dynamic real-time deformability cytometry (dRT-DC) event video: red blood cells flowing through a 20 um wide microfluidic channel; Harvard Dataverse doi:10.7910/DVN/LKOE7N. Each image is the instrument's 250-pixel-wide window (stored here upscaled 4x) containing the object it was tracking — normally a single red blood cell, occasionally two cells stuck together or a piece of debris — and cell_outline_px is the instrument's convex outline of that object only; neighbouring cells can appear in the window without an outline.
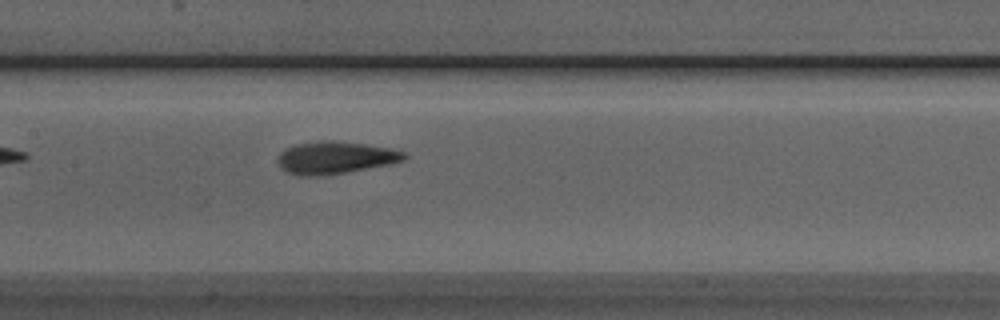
{"species": "Egyptian fruit bat (a non-hibernating species)", "species_latin": "Rousettus aegyptiacus", "temperature_condition": "room temperature", "stored_images_in_passage": 20, "camera_frame_rate_fps": 3000, "um_per_image_px": 0.085, "animal": {"sex": "male"}, "frame": {"image": 1, "passage_image": 9, "time_ms": 2.667, "image_size_px": [1000, 320], "cell_outline_px": [[408, 156], [404, 160], [388, 164], [344, 172], [316, 176], [300, 176], [284, 172], [280, 168], [276, 160], [280, 152], [284, 148], [296, 144], [320, 140], [332, 140], [364, 144], [392, 148], [404, 152]], "centroid_in_image_um": [28.42, 13.39], "position_along_channel_um": 179.0, "area_um2": 23.93}}
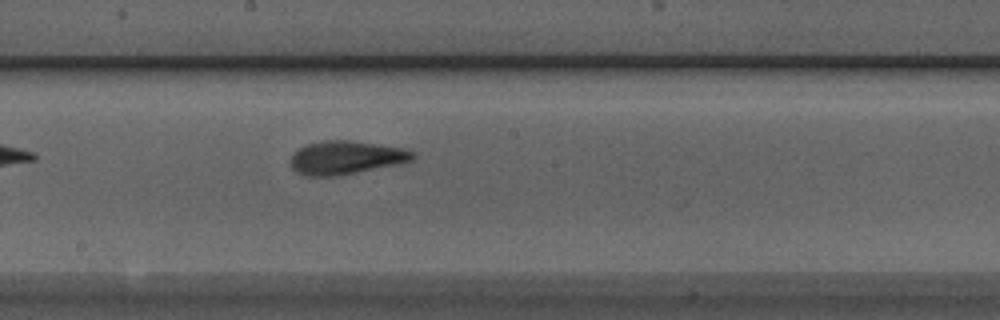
{"frame": {"image": 2, "passage_image": 12, "time_ms": 3.667, "image_size_px": [1000, 320], "cell_outline_px": [[416, 156], [412, 160], [396, 164], [336, 176], [304, 176], [296, 172], [292, 168], [292, 152], [296, 148], [304, 144], [324, 140], [352, 140], [404, 148], [416, 152]], "centroid_in_image_um": [29.37, 13.38], "position_along_channel_um": 218.8, "area_um2": 23.93}}
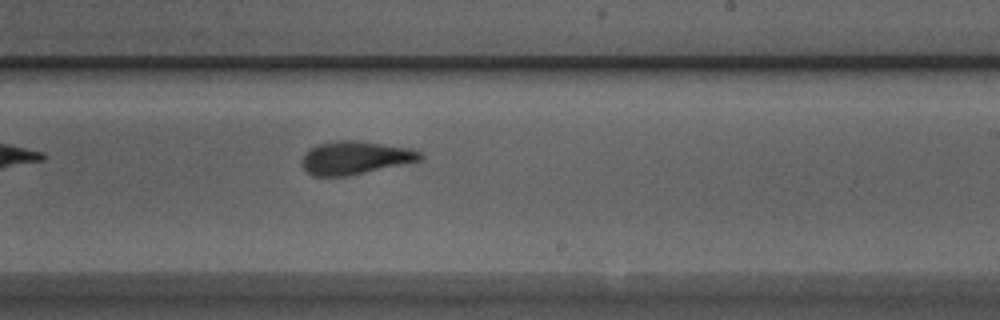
{"frame": {"image": 3, "passage_image": 15, "time_ms": 4.667, "image_size_px": [1000, 320], "cell_outline_px": [[424, 156], [420, 160], [348, 176], [312, 176], [300, 164], [308, 148], [316, 144], [332, 140], [356, 140], [412, 148], [420, 152]], "centroid_in_image_um": [30.15, 13.39], "position_along_channel_um": 258.9, "area_um2": 22.95}}